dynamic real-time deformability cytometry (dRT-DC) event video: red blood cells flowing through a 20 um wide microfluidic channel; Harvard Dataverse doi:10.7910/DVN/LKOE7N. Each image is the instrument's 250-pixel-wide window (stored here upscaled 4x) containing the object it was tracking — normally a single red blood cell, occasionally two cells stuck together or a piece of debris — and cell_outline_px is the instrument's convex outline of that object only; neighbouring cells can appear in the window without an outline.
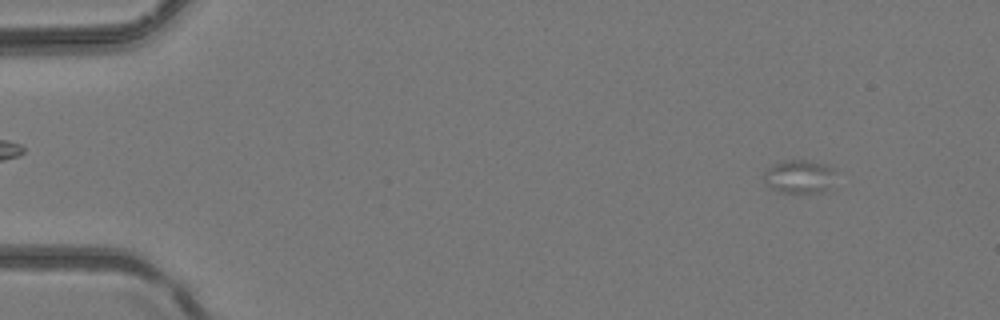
{"species": "common noctule bat (a hibernating species)", "species_latin": "Nyctalus noctula", "temperature_condition": "room temperature", "stored_images_in_passage": 6, "camera_frame_rate_fps": 3000, "um_per_image_px": 0.085, "animal": {"sex": "female", "body_mass_g": 24.6, "forearm_length_mm": 56.2}, "frame": {"image": 1, "passage_image": 2, "time_ms": 0.333, "image_size_px": [1000, 320], "cell_outline_px": [[832, 172], [824, 192], [780, 192], [768, 188], [764, 180], [764, 172], [768, 168], [784, 160], [804, 160], [824, 164], [832, 168]], "centroid_in_image_um": [67.82, 15.01], "position_along_channel_um": 17.2, "area_um2": 13.35}}